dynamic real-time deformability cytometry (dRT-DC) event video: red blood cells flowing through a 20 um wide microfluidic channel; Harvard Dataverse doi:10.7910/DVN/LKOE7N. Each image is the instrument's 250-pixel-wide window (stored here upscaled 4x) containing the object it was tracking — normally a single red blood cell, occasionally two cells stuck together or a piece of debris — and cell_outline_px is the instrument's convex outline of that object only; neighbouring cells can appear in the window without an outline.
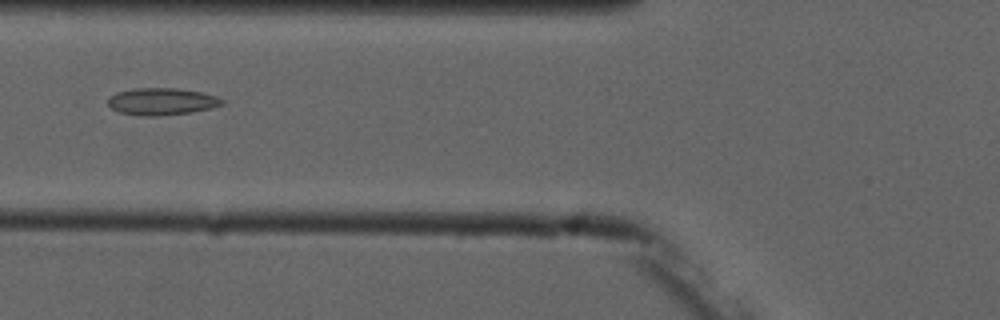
{"species": "common noctule bat (a hibernating species)", "species_latin": "Nyctalus noctula", "temperature_condition": "cold", "stored_images_in_passage": 6, "camera_frame_rate_fps": 3000, "um_per_image_px": 0.085, "animal": {"sex": "male", "forearm_length_mm": 52.5}, "frame": {"image": 1, "passage_image": 6, "time_ms": 6.667, "image_size_px": [1000, 320], "cell_outline_px": [[224, 104], [212, 108], [192, 112], [156, 116], [144, 116], [120, 112], [112, 108], [108, 104], [108, 96], [116, 92], [132, 88], [176, 88], [200, 92], [216, 96], [224, 100]], "centroid_in_image_um": [13.74, 8.62], "position_along_channel_um": 112.1, "area_um2": 18.03}}